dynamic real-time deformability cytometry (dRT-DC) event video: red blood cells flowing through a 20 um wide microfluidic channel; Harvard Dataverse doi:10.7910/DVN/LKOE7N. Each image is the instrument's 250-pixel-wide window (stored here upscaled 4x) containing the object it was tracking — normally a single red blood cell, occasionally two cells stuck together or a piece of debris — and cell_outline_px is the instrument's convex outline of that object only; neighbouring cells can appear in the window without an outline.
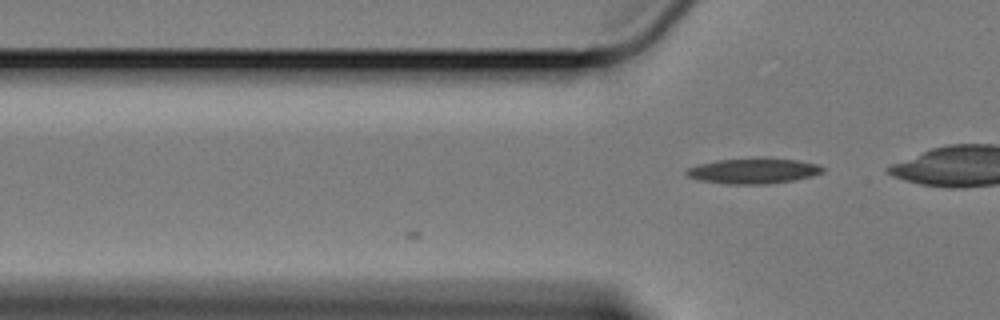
{"species": "Egyptian fruit bat (a non-hibernating species)", "species_latin": "Rousettus aegyptiacus", "temperature_condition": "cold", "stored_images_in_passage": 4, "camera_frame_rate_fps": 3000, "um_per_image_px": 0.085, "animal": {"sex": "female"}, "frame": {"image": 1, "passage_image": 4, "time_ms": 1.0, "image_size_px": [1000, 320], "cell_outline_px": [[824, 172], [812, 176], [792, 180], [768, 184], [728, 184], [704, 180], [688, 176], [684, 172], [688, 168], [696, 164], [716, 160], [756, 156], [768, 156], [796, 160], [816, 164], [824, 168]], "centroid_in_image_um": [64.05, 14.48], "position_along_channel_um": 61.8, "area_um2": 20.63}}